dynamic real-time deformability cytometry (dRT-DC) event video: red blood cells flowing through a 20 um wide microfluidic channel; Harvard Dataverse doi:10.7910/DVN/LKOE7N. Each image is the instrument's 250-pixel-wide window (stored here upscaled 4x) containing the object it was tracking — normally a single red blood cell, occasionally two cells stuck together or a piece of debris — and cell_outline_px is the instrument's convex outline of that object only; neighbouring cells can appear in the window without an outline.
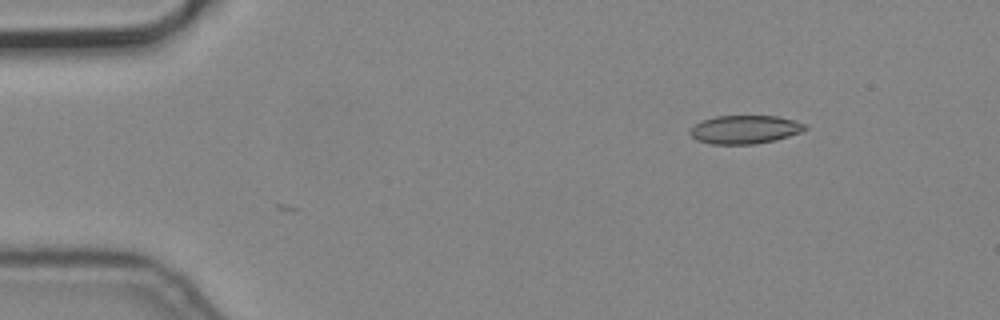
{"species": "common noctule bat (a hibernating species)", "species_latin": "Nyctalus noctula", "temperature_condition": "cold", "stored_images_in_passage": 3, "camera_frame_rate_fps": 3000, "um_per_image_px": 0.085, "animal": {"sex": "male", "body_mass_g": 19.2, "forearm_length_mm": 51.8}, "frame": {"image": 1, "passage_image": 3, "time_ms": 0.667, "image_size_px": [1000, 320], "cell_outline_px": [[808, 128], [800, 132], [776, 140], [756, 144], [712, 144], [696, 140], [688, 132], [700, 120], [716, 116], [780, 116], [808, 124]], "centroid_in_image_um": [63.33, 11.0], "position_along_channel_um": 21.7, "area_um2": 19.19}}